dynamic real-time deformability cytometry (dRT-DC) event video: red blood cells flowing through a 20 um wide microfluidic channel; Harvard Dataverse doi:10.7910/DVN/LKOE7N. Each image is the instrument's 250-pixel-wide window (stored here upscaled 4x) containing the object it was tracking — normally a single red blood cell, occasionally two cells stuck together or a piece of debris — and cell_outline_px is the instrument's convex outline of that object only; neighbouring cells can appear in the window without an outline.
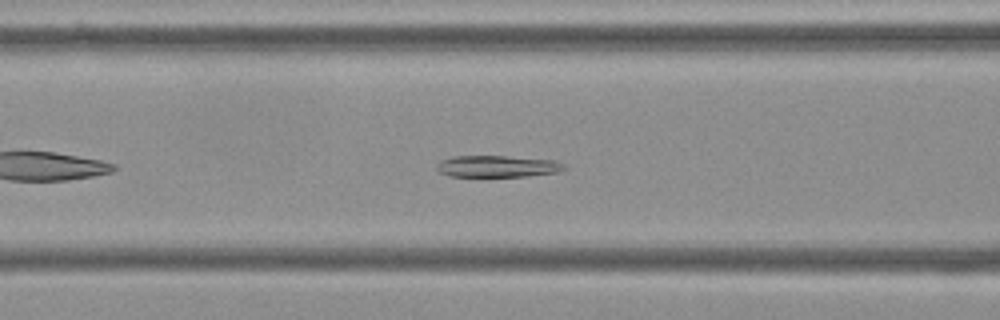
{"species": "Egyptian fruit bat (a non-hibernating species)", "species_latin": "Rousettus aegyptiacus", "temperature_condition": "cold", "stored_images_in_passage": 45, "camera_frame_rate_fps": 3000, "um_per_image_px": 0.085, "frame": {"image": 1, "passage_image": 11, "time_ms": 3.333, "image_size_px": [1000, 320], "cell_outline_px": [[568, 168], [556, 172], [524, 176], [448, 176], [440, 172], [436, 168], [436, 164], [440, 160], [452, 156], [508, 156], [556, 160], [564, 164]], "centroid_in_image_um": [42.26, 14.12], "position_along_channel_um": 124.3, "area_um2": 16.13}}
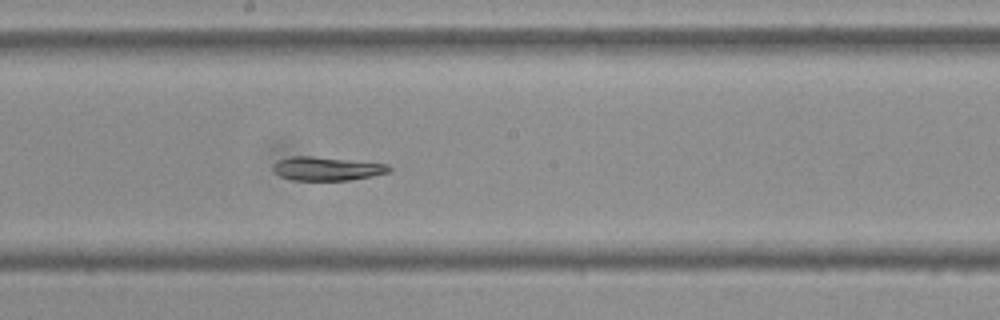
{"frame": {"image": 2, "passage_image": 19, "time_ms": 6.0, "image_size_px": [1000, 320], "cell_outline_px": [[392, 172], [372, 176], [348, 180], [292, 180], [280, 176], [272, 168], [272, 164], [276, 160], [292, 156], [312, 156], [388, 164], [392, 168]], "centroid_in_image_um": [27.78, 14.33], "position_along_channel_um": 220.4, "area_um2": 16.07}}
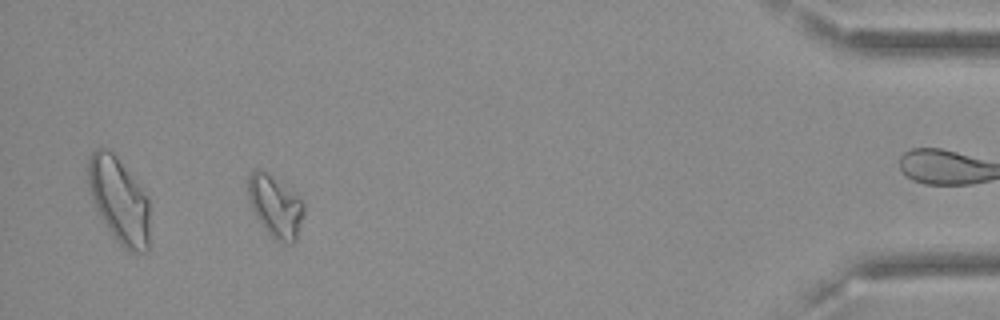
{"frame": {"image": 3, "passage_image": 40, "time_ms": 13.0, "image_size_px": [1000, 320], "cell_outline_px": [[304, 212], [296, 240], [292, 244], [284, 244], [276, 240], [260, 224], [248, 200], [248, 172], [252, 168], [260, 168], [300, 196], [304, 204]], "centroid_in_image_um": [23.39, 17.52], "position_along_channel_um": 411.8, "area_um2": 20.35}, "authors_computed_cell_mechanics": {"area_um2": 17.051, "velocity_mm_per_s": 3.5988, "shape_relaxation_time_tau1_ms": 4.6953, "shape_relaxation_time_tau2_ms": 2.4172, "deformation_change_tau1": 0.1695, "deformation_change_tau2": 0.0828}}